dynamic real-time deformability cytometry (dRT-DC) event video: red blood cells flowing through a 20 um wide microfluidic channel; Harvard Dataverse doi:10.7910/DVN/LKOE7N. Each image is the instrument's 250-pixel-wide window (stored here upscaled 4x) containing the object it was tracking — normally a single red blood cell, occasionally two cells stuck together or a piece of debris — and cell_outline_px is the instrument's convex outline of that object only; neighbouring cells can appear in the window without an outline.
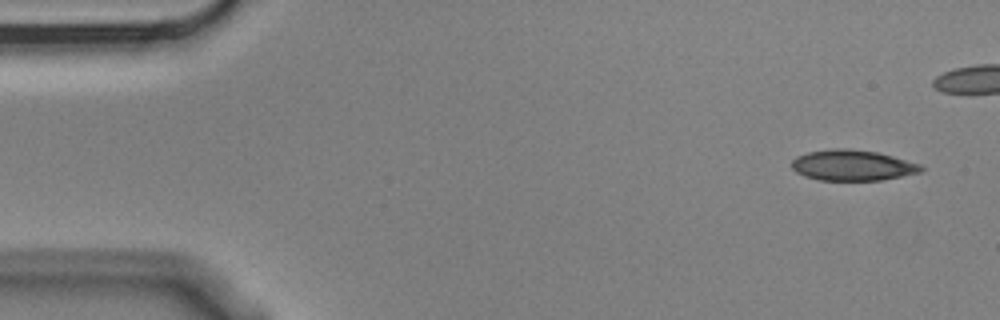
{"species": "Egyptian fruit bat (a non-hibernating species)", "species_latin": "Rousettus aegyptiacus", "temperature_condition": "cold", "stored_images_in_passage": 2, "camera_frame_rate_fps": 3000, "um_per_image_px": 0.085, "animal": {"sex": "male"}, "frame": {"image": 1, "passage_image": 2, "time_ms": 0.333, "image_size_px": [1000, 320], "cell_outline_px": [[924, 168], [920, 172], [880, 180], [820, 180], [804, 176], [796, 172], [792, 168], [792, 160], [796, 156], [808, 152], [832, 148], [848, 148], [876, 152], [892, 156], [920, 164]], "centroid_in_image_um": [72.42, 14.04], "position_along_channel_um": 12.6, "area_um2": 23.0}}